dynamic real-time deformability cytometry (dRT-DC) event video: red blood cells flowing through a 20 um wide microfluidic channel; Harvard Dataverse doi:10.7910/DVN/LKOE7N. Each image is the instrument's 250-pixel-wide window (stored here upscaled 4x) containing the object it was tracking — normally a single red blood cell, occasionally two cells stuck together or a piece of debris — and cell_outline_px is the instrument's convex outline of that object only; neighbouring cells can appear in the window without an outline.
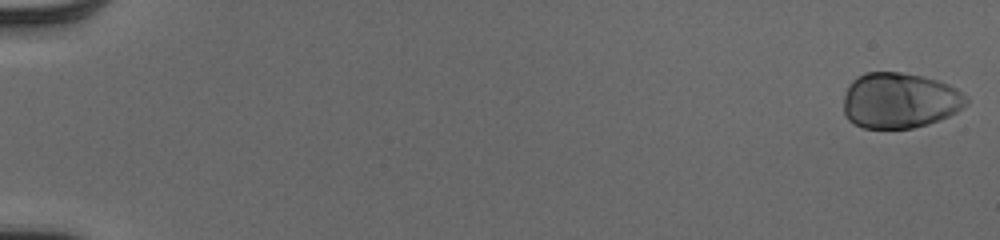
{"species": "human", "species_latin": "Homo sapiens", "temperature_condition": "cold", "stored_images_in_passage": 53, "camera_frame_rate_fps": 3000, "um_per_image_px": 0.085, "donor": {"sex": "male"}, "frame": {"image": 1, "passage_image": 1, "time_ms": 0.0, "image_size_px": [1000, 240], "cell_outline_px": [[968, 104], [956, 112], [948, 116], [928, 124], [912, 128], [864, 128], [852, 124], [848, 120], [844, 112], [844, 96], [848, 84], [856, 76], [864, 72], [900, 72], [924, 76], [948, 84], [956, 88], [968, 96]], "centroid_in_image_um": [76.46, 8.53], "position_along_channel_um": 8.5, "area_um2": 40.17}}
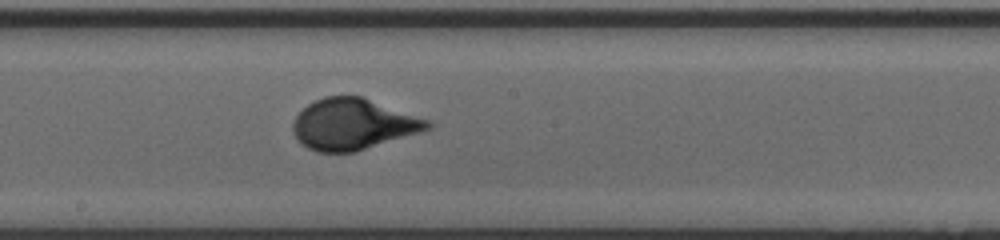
{"frame": {"image": 2, "passage_image": 31, "time_ms": 10.0, "image_size_px": [1000, 240], "cell_outline_px": [[432, 128], [424, 132], [356, 152], [316, 152], [300, 144], [292, 128], [292, 124], [296, 116], [308, 104], [324, 96], [360, 96], [432, 120]], "centroid_in_image_um": [30.07, 10.57], "position_along_channel_um": 218.1, "area_um2": 40.46}}
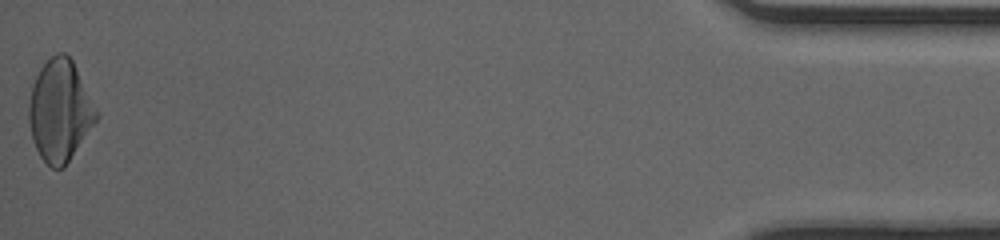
{"frame": {"image": 3, "passage_image": 53, "time_ms": 17.333, "image_size_px": [1000, 240], "cell_outline_px": [[100, 116], [64, 168], [52, 168], [40, 156], [32, 140], [28, 120], [28, 104], [32, 84], [40, 68], [56, 52], [64, 52], [72, 60], [100, 112]], "centroid_in_image_um": [5.1, 9.41], "position_along_channel_um": 430.1, "area_um2": 40.17}, "authors_computed_cell_mechanics": {"area_um2": 39.4196, "velocity_mm_per_s": 4.0286, "shape_relaxation_time_tau1_ms": 3.9773, "shape_relaxation_time_tau2_ms": null, "deformation_change_tau1": 0.1949, "deformation_change_tau2": null}}